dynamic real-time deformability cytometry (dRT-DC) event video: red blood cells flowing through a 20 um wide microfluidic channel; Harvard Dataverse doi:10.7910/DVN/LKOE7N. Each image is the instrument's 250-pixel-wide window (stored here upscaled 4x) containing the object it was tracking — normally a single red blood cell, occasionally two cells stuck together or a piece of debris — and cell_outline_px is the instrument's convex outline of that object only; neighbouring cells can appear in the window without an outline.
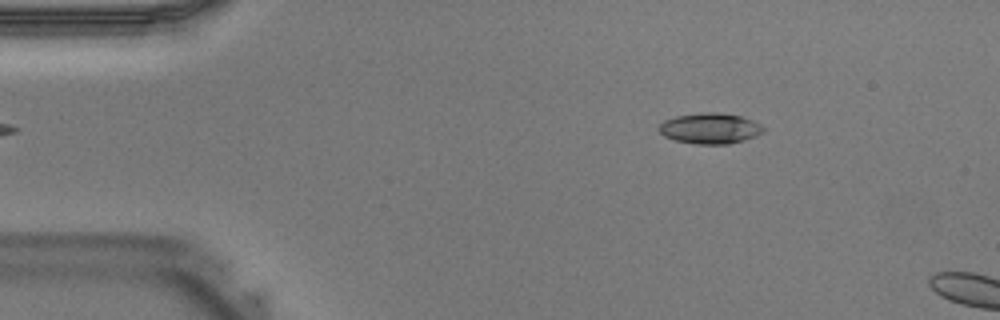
{"species": "Egyptian fruit bat (a non-hibernating species)", "species_latin": "Rousettus aegyptiacus", "temperature_condition": "warm", "stored_images_in_passage": 4, "camera_frame_rate_fps": 3000, "um_per_image_px": 0.085, "animal": {"sex": "male"}, "frame": {"image": 1, "passage_image": 1, "time_ms": 0.0, "image_size_px": [1000, 320], "cell_outline_px": [[764, 132], [756, 136], [744, 140], [728, 144], [696, 144], [676, 140], [664, 136], [660, 132], [660, 124], [664, 120], [676, 116], [704, 112], [716, 112], [740, 116], [752, 120], [760, 124], [764, 128]], "centroid_in_image_um": [60.37, 10.91], "position_along_channel_um": 24.6, "area_um2": 18.55}}